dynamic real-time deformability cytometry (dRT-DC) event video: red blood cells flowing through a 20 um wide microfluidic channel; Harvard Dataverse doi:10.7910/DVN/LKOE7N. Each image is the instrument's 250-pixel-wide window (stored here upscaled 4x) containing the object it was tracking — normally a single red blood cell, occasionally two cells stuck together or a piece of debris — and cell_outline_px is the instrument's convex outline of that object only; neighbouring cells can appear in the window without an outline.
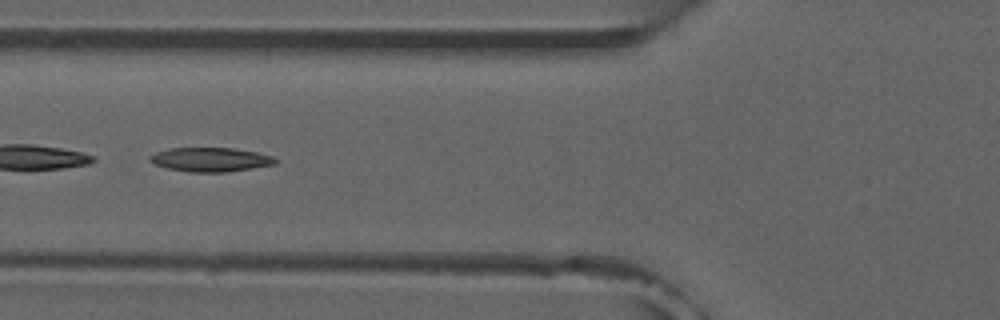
{"species": "common noctule bat (a hibernating species)", "species_latin": "Nyctalus noctula", "temperature_condition": "room temperature", "stored_images_in_passage": 7, "camera_frame_rate_fps": 3000, "um_per_image_px": 0.085, "animal": {"sex": "male", "forearm_length_mm": 52.5}, "frame": {"image": 1, "passage_image": 5, "time_ms": 5.667, "image_size_px": [1000, 320], "cell_outline_px": [[280, 160], [276, 164], [228, 172], [188, 172], [168, 168], [156, 164], [148, 160], [148, 156], [156, 152], [168, 148], [232, 148], [256, 152], [272, 156]], "centroid_in_image_um": [17.9, 13.56], "position_along_channel_um": 107.9, "area_um2": 17.69}}
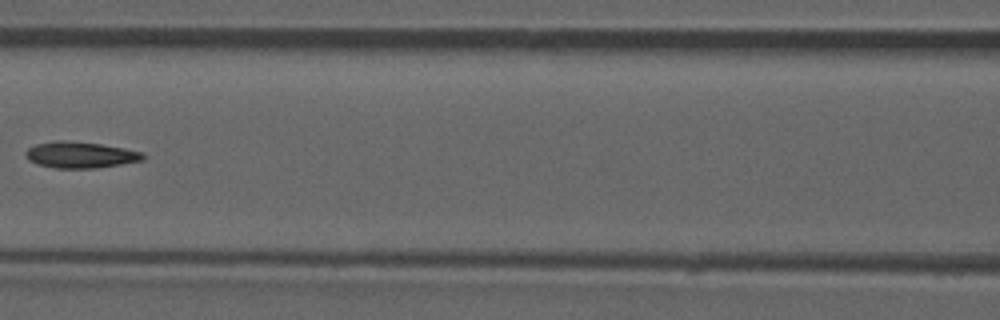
{"frame": {"image": 2, "passage_image": 6, "time_ms": 7.0, "image_size_px": [1000, 320], "cell_outline_px": [[144, 160], [96, 168], [56, 168], [36, 164], [28, 160], [24, 156], [24, 152], [28, 148], [36, 144], [56, 140], [64, 140], [100, 144], [124, 148], [140, 152], [144, 156]], "centroid_in_image_um": [6.76, 13.16], "position_along_channel_um": 159.8, "area_um2": 17.92}}